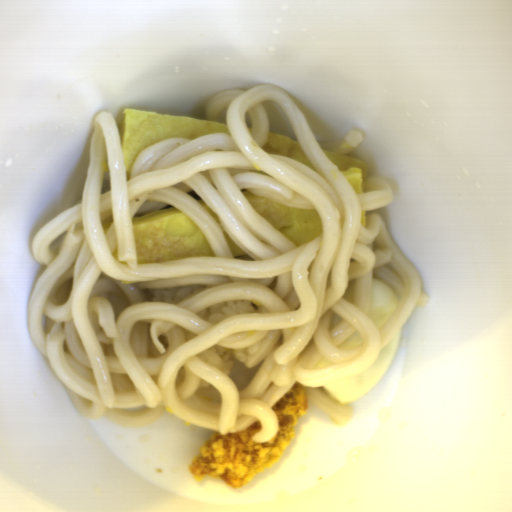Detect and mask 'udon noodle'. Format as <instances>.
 <instances>
[{"instance_id": "d5520da0", "label": "udon noodle", "mask_w": 512, "mask_h": 512, "mask_svg": "<svg viewBox=\"0 0 512 512\" xmlns=\"http://www.w3.org/2000/svg\"><path fill=\"white\" fill-rule=\"evenodd\" d=\"M287 112L314 164L267 154L264 101ZM227 108L228 133L169 137L142 150L127 179L112 112L93 120L81 202L41 224L32 252L44 265L26 307L34 345L65 388L78 414L129 428H148L165 413L239 433L259 420L254 443L279 429L272 406L296 384L339 424L352 419L323 389L373 363L416 307H425L418 269L395 243L383 218L363 212L393 203L381 177L357 194L323 150L348 156L362 146L353 129L338 142L317 141L289 92L277 84L229 89L205 106L207 121ZM290 208L317 211L318 238L298 246L251 207L243 192ZM174 207L201 227L214 257L138 263L132 220ZM224 232L248 255L234 258ZM377 278L399 301L380 330L367 315ZM356 279L355 302L344 299ZM204 285L177 303L152 301L150 288ZM246 300L257 312L215 323L199 311ZM358 331L364 345L338 350ZM245 362L262 365L244 389L199 360L211 346L250 347ZM334 365L314 369L320 358Z\"/></svg>"}]
</instances>
